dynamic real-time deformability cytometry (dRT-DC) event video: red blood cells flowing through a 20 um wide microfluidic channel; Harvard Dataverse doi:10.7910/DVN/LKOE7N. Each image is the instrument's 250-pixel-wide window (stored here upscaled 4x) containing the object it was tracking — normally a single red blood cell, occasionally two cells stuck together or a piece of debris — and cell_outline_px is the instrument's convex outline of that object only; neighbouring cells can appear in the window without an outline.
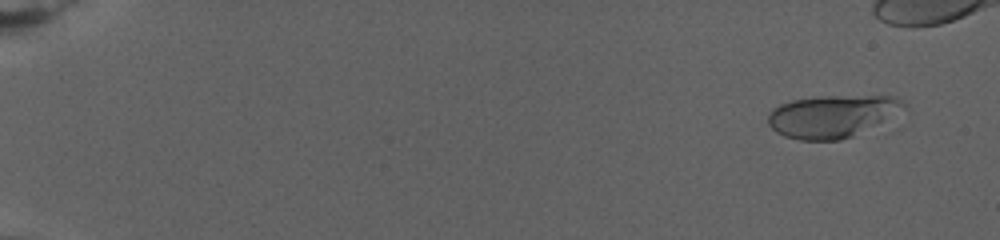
{"species": "human", "species_latin": "Homo sapiens", "temperature_condition": "warm", "stored_images_in_passage": 59, "camera_frame_rate_fps": 3000, "um_per_image_px": 0.085, "donor": {"sex": "female"}, "frame": {"image": 1, "passage_image": 6, "time_ms": 1.667, "image_size_px": [1000, 240], "cell_outline_px": [[904, 104], [880, 120], [852, 136], [840, 140], [800, 140], [784, 136], [776, 132], [768, 124], [768, 112], [772, 108], [780, 104], [792, 100], [820, 96], [896, 96]], "centroid_in_image_um": [70.54, 9.87], "position_along_channel_um": 14.5, "area_um2": 32.37}}
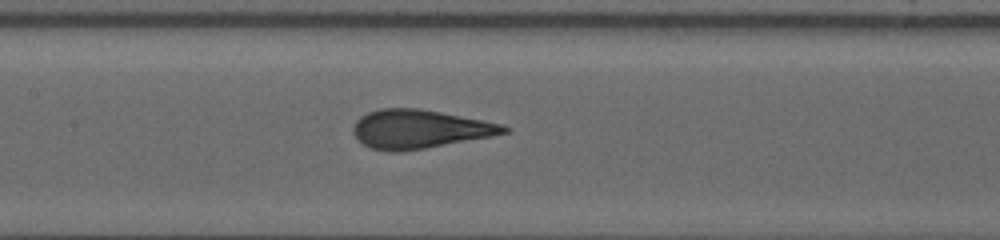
{"frame": {"image": 2, "passage_image": 44, "time_ms": 14.0, "image_size_px": [1000, 240], "cell_outline_px": [[512, 128], [508, 132], [492, 136], [424, 148], [400, 152], [388, 152], [372, 148], [364, 144], [352, 132], [352, 128], [356, 120], [360, 116], [368, 112], [380, 108], [420, 108], [504, 124]], "centroid_in_image_um": [35.66, 10.96], "position_along_channel_um": 171.7, "area_um2": 33.93}}
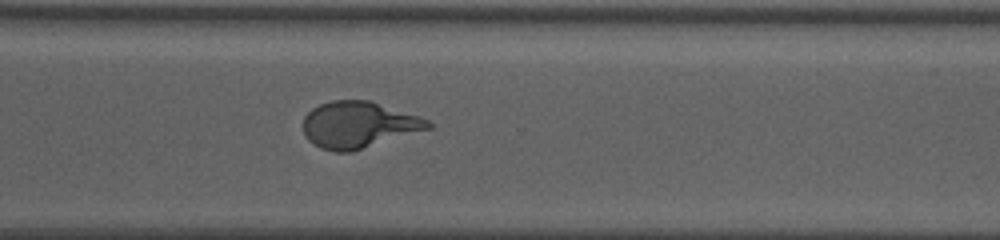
{"frame": {"image": 3, "passage_image": 59, "time_ms": 20.333, "image_size_px": [1000, 240], "cell_outline_px": [[432, 128], [352, 152], [336, 152], [320, 148], [308, 140], [304, 136], [304, 116], [312, 108], [320, 104], [332, 100], [368, 100], [428, 120], [432, 124]], "centroid_in_image_um": [30.44, 10.62], "position_along_channel_um": 340.2, "area_um2": 33.64}}